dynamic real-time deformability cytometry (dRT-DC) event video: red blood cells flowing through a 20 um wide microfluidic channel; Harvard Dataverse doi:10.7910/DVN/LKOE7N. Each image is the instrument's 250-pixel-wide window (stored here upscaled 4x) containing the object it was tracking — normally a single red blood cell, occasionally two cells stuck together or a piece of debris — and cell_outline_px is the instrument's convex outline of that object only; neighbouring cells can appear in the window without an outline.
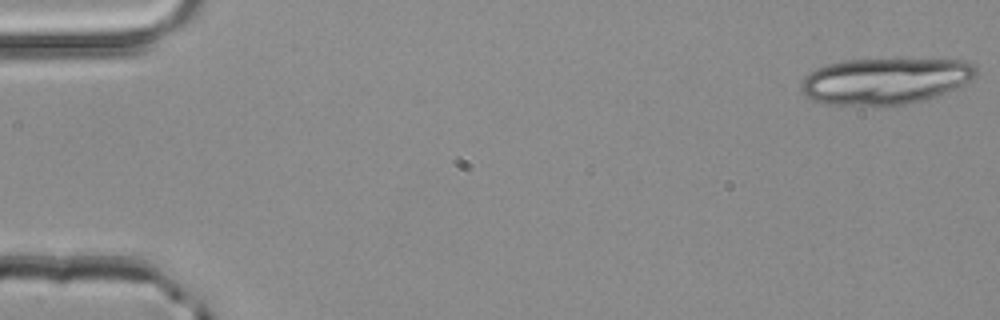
{"species": "common noctule bat (a hibernating species)", "species_latin": "Nyctalus noctula", "temperature_condition": "room temperature", "stored_images_in_passage": 18, "camera_frame_rate_fps": 3000, "um_per_image_px": 0.085, "animal": {"sex": "male", "body_mass_g": 20.4}, "frame": {"image": 1, "passage_image": 1, "time_ms": 0.0, "image_size_px": [1000, 320], "cell_outline_px": [[980, 72], [972, 80], [936, 96], [924, 100], [884, 108], [824, 104], [812, 100], [804, 96], [800, 88], [800, 84], [804, 76], [816, 68], [828, 64], [844, 60], [964, 60], [972, 64]], "centroid_in_image_um": [75.18, 6.93], "position_along_channel_um": 9.8, "area_um2": 47.97}}